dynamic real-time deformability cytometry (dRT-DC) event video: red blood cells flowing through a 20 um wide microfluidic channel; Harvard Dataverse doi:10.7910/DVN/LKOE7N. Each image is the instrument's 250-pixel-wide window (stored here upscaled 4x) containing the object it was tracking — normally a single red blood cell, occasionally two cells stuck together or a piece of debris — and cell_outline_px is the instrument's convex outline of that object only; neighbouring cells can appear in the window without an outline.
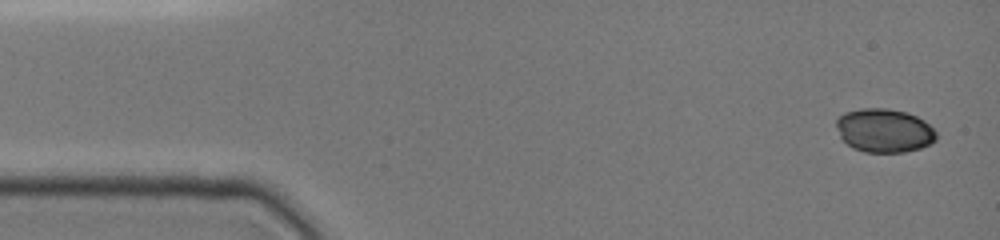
{"species": "common noctule bat (a hibernating species)", "species_latin": "Nyctalus noctula", "temperature_condition": "cold", "stored_images_in_passage": 9, "camera_frame_rate_fps": 3000, "um_per_image_px": 0.085, "animal": {"sex": "female", "body_mass_g": 19.0, "forearm_length_mm": 51.5}, "frame": {"image": 1, "passage_image": 1, "time_ms": 0.0, "image_size_px": [1000, 240], "cell_outline_px": [[936, 140], [920, 148], [904, 152], [864, 152], [852, 148], [840, 136], [836, 124], [836, 120], [844, 112], [860, 108], [888, 108], [908, 112], [924, 120], [936, 132]], "centroid_in_image_um": [75.15, 11.08], "position_along_channel_um": 9.9, "area_um2": 25.49}}
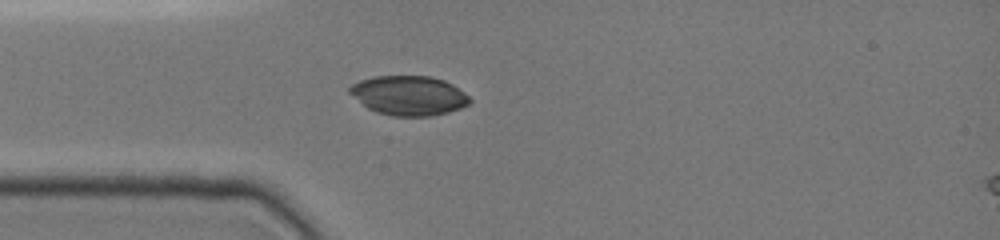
{"frame": {"image": 2, "passage_image": 7, "time_ms": 3.667, "image_size_px": [1000, 240], "cell_outline_px": [[472, 100], [468, 104], [460, 108], [448, 112], [428, 116], [392, 116], [376, 112], [368, 108], [348, 92], [348, 88], [352, 84], [360, 80], [372, 76], [432, 76], [444, 80], [452, 84], [464, 92]], "centroid_in_image_um": [34.74, 8.11], "position_along_channel_um": 50.3, "area_um2": 27.63}}
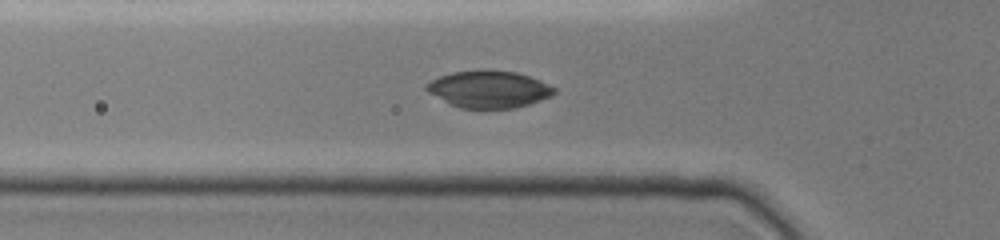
{"frame": {"image": 3, "passage_image": 9, "time_ms": 4.667, "image_size_px": [1000, 240], "cell_outline_px": [[556, 92], [552, 96], [516, 108], [460, 108], [428, 92], [424, 88], [424, 84], [440, 76], [452, 72], [480, 68], [516, 72], [540, 80], [556, 88]], "centroid_in_image_um": [41.56, 7.56], "position_along_channel_um": 84.2, "area_um2": 27.74}}